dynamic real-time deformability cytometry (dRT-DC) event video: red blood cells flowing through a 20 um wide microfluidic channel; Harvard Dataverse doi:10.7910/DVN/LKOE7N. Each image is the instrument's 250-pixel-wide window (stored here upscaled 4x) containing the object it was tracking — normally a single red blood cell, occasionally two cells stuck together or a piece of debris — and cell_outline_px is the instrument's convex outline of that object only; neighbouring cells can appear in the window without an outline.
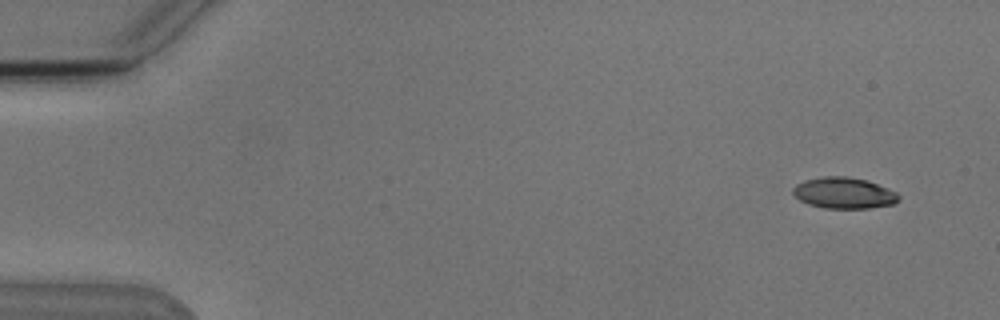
{"species": "Egyptian fruit bat (a non-hibernating species)", "species_latin": "Rousettus aegyptiacus", "temperature_condition": "cold", "stored_images_in_passage": 8, "camera_frame_rate_fps": 3000, "um_per_image_px": 0.085, "animal": {"sex": "male"}, "frame": {"image": 1, "passage_image": 1, "time_ms": 0.0, "image_size_px": [1000, 320], "cell_outline_px": [[900, 200], [892, 204], [868, 208], [824, 208], [808, 204], [800, 200], [792, 192], [792, 188], [796, 184], [804, 180], [820, 176], [848, 176], [868, 180], [888, 188], [896, 192], [900, 196]], "centroid_in_image_um": [71.73, 16.39], "position_along_channel_um": 13.3, "area_um2": 19.36}}
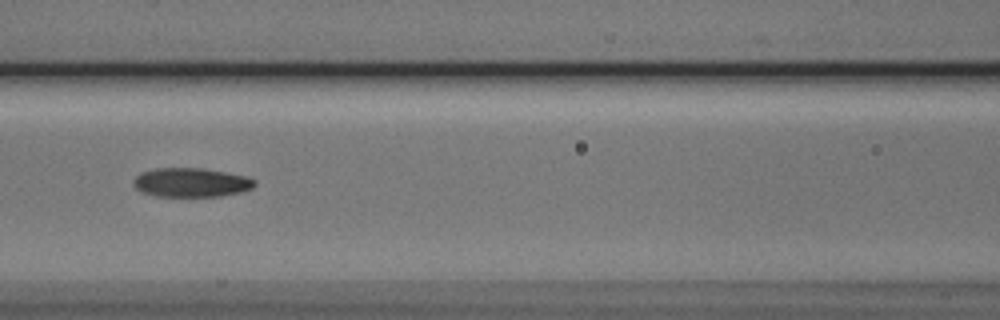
{"frame": {"image": 2, "passage_image": 7, "time_ms": 7.0, "image_size_px": [1000, 320], "cell_outline_px": [[256, 184], [252, 188], [240, 192], [220, 196], [156, 196], [140, 192], [132, 184], [132, 180], [140, 172], [156, 168], [204, 168], [248, 176], [256, 180]], "centroid_in_image_um": [16.23, 15.5], "position_along_channel_um": 150.4, "area_um2": 20.75}}
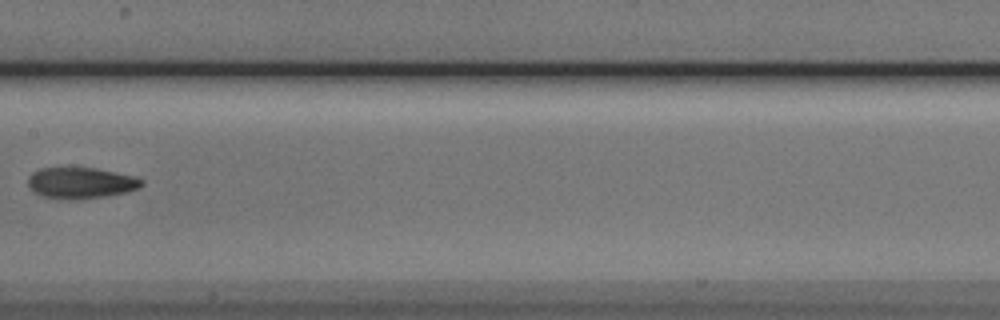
{"frame": {"image": 3, "passage_image": 8, "time_ms": 8.333, "image_size_px": [1000, 320], "cell_outline_px": [[144, 184], [140, 188], [128, 192], [104, 196], [76, 200], [40, 196], [28, 188], [28, 176], [32, 172], [40, 168], [96, 168], [136, 176], [144, 180]], "centroid_in_image_um": [6.88, 15.55], "position_along_channel_um": 200.5, "area_um2": 20.87}}